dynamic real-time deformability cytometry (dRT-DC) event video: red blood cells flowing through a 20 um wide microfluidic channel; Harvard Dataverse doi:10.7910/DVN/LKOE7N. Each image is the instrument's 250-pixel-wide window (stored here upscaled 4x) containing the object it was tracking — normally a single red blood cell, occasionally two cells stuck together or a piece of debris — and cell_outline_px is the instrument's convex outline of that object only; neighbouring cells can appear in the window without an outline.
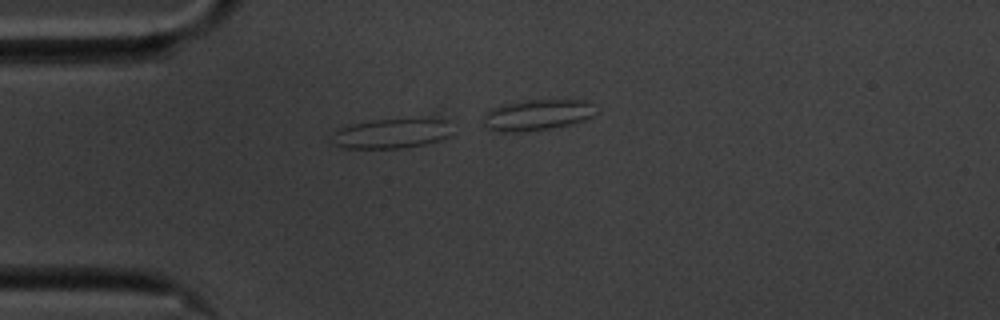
{"species": "common noctule bat (a hibernating species)", "species_latin": "Nyctalus noctula", "temperature_condition": "cold", "stored_images_in_passage": 20, "camera_frame_rate_fps": 3000, "um_per_image_px": 0.085, "animal": {"sex": "male", "body_mass_g": 20.1, "forearm_length_mm": 53.5}, "frame": {"image": 1, "passage_image": 13, "time_ms": 4.0, "image_size_px": [1000, 320], "cell_outline_px": [[448, 136], [440, 140], [424, 144], [404, 148], [344, 148], [332, 144], [336, 132], [340, 128], [348, 124], [376, 120], [448, 120]], "centroid_in_image_um": [33.21, 11.37], "position_along_channel_um": 51.8, "area_um2": 20.17}}
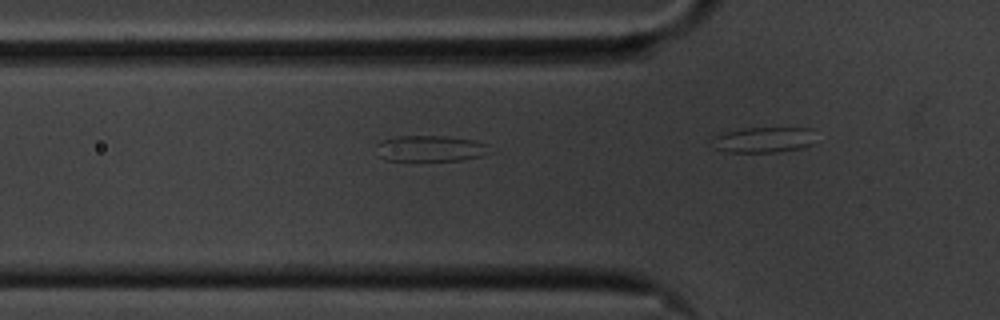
{"frame": {"image": 2, "passage_image": 17, "time_ms": 5.333, "image_size_px": [1000, 320], "cell_outline_px": [[492, 152], [480, 156], [460, 160], [384, 160], [380, 156], [376, 144], [380, 140], [396, 136], [444, 136], [472, 140], [488, 144]], "centroid_in_image_um": [36.58, 12.61], "position_along_channel_um": 89.2, "area_um2": 17.11}}